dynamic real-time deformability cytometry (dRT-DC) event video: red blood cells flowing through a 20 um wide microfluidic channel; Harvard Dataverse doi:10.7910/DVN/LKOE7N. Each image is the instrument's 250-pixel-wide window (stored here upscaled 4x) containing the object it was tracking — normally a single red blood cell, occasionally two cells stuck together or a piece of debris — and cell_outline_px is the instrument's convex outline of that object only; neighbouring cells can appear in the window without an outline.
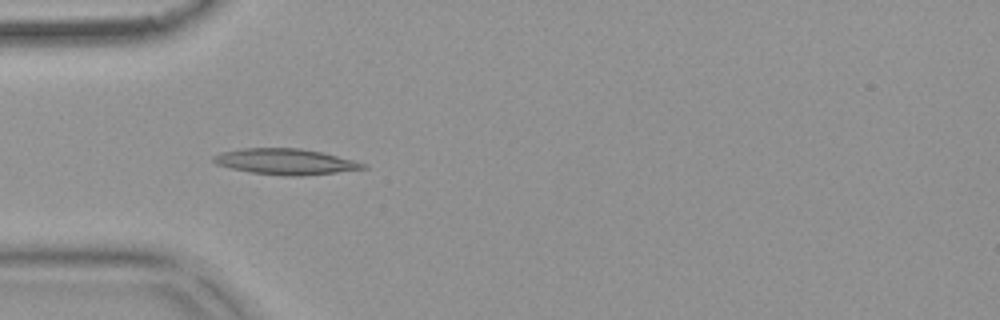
{"species": "common noctule bat (a hibernating species)", "species_latin": "Nyctalus noctula", "temperature_condition": "warm", "stored_images_in_passage": 53, "camera_frame_rate_fps": 3000, "um_per_image_px": 0.085, "animal": {"sex": "female", "body_mass_g": 18.4}, "frame": {"image": 1, "passage_image": 16, "time_ms": 5.0, "image_size_px": [1000, 320], "cell_outline_px": [[364, 168], [332, 172], [256, 172], [236, 168], [220, 164], [216, 160], [220, 156], [228, 152], [252, 148], [292, 148], [316, 152], [332, 156], [360, 164]], "centroid_in_image_um": [24.22, 13.68], "position_along_channel_um": 60.8, "area_um2": 18.96}, "authors_computed_cell_mechanics": {"area_um2": 18.3804, "velocity_mm_per_s": 3.7508, "shape_relaxation_time_tau1_ms": null, "shape_relaxation_time_tau2_ms": 5.829, "deformation_change_tau1": null, "deformation_change_tau2": 0.1373}}